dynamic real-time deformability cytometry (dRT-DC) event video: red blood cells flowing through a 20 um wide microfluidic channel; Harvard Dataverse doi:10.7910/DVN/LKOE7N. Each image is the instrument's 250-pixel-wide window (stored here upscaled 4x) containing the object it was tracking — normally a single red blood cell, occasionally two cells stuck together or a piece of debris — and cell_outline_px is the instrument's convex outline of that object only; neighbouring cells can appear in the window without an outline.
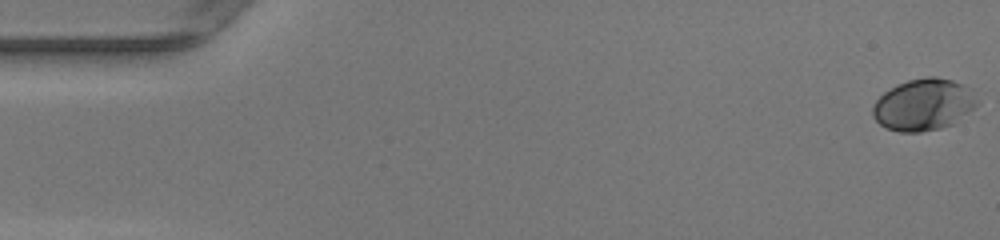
{"species": "human", "species_latin": "Homo sapiens", "temperature_condition": "warm", "stored_images_in_passage": 50, "camera_frame_rate_fps": 3000, "um_per_image_px": 0.085, "donor": {"sex": "female"}, "frame": {"image": 1, "passage_image": 1, "time_ms": 0.0, "image_size_px": [1000, 240], "cell_outline_px": [[980, 104], [952, 124], [940, 128], [920, 132], [900, 132], [884, 128], [872, 116], [872, 108], [876, 100], [884, 92], [896, 84], [908, 80], [928, 76], [936, 76], [952, 80], [972, 88]], "centroid_in_image_um": [78.51, 8.89], "position_along_channel_um": 6.5, "area_um2": 31.79}}
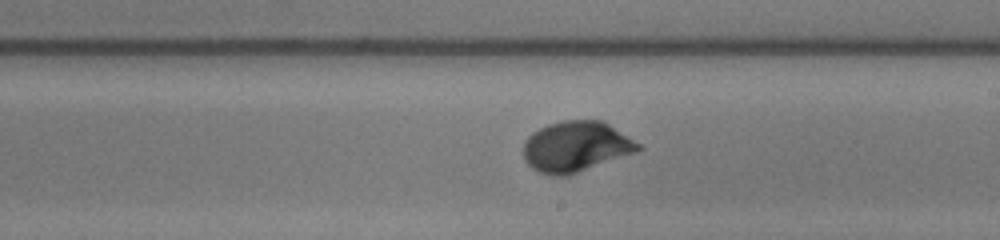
{"frame": {"image": 2, "passage_image": 29, "time_ms": 9.333, "image_size_px": [1000, 240], "cell_outline_px": [[644, 148], [636, 152], [568, 176], [552, 176], [540, 172], [532, 168], [524, 160], [524, 140], [532, 132], [548, 124], [564, 120], [600, 120], [608, 124], [640, 144]], "centroid_in_image_um": [48.93, 12.47], "position_along_channel_um": 240.1, "area_um2": 33.76}}
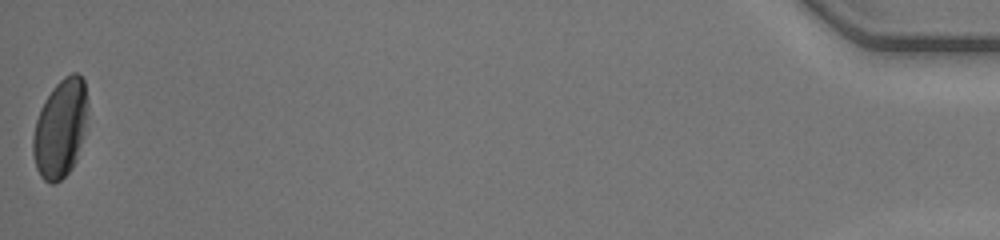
{"frame": {"image": 3, "passage_image": 50, "time_ms": 16.333, "image_size_px": [1000, 240], "cell_outline_px": [[88, 108], [84, 136], [76, 160], [72, 168], [60, 180], [52, 184], [44, 180], [40, 176], [36, 168], [32, 152], [32, 136], [36, 120], [40, 108], [44, 100], [52, 88], [64, 76], [72, 72], [76, 72], [84, 80], [88, 100]], "centroid_in_image_um": [5.13, 10.9], "position_along_channel_um": 430.1, "area_um2": 31.79}, "authors_computed_cell_mechanics": {"area_um2": 31.3276, "velocity_mm_per_s": 4.1906, "shape_relaxation_time_tau1_ms": 2.3823, "shape_relaxation_time_tau2_ms": null, "deformation_change_tau1": 0.1438, "deformation_change_tau2": null}}